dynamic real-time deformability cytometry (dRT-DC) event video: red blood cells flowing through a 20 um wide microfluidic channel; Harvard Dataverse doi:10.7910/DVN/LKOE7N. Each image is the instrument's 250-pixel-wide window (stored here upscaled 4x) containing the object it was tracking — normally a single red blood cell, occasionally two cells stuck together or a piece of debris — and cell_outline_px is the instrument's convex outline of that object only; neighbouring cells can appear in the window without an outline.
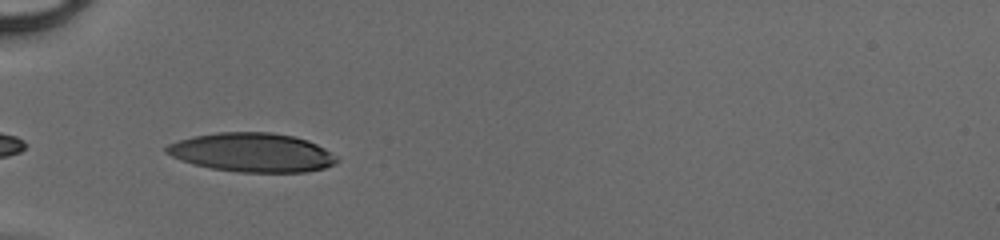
{"species": "human", "species_latin": "Homo sapiens", "temperature_condition": "cold", "stored_images_in_passage": 32, "camera_frame_rate_fps": 3000, "um_per_image_px": 0.085, "donor": {"sex": "male"}, "frame": {"image": 1, "passage_image": 1, "time_ms": 0.0, "image_size_px": [1000, 240], "cell_outline_px": [[340, 160], [336, 164], [324, 168], [308, 172], [236, 172], [212, 168], [192, 164], [180, 160], [164, 152], [164, 148], [168, 144], [180, 140], [196, 136], [216, 132], [268, 132], [292, 136], [308, 140], [340, 156]], "centroid_in_image_um": [21.47, 12.97], "position_along_channel_um": 63.5, "area_um2": 38.9}}
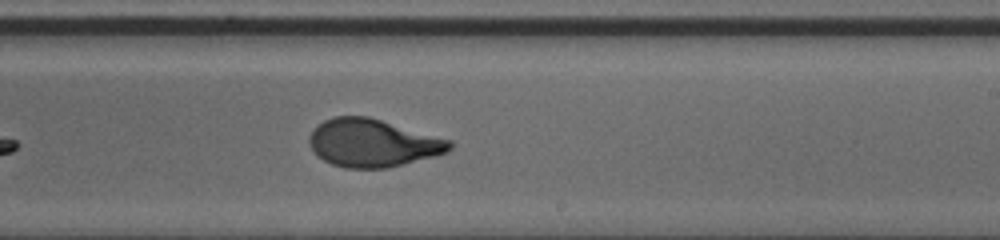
{"frame": {"image": 2, "passage_image": 15, "time_ms": 4.667, "image_size_px": [1000, 240], "cell_outline_px": [[452, 148], [448, 152], [404, 164], [388, 168], [344, 168], [332, 164], [316, 156], [308, 144], [308, 136], [324, 120], [332, 116], [368, 116], [452, 140]], "centroid_in_image_um": [31.67, 12.16], "position_along_channel_um": 257.3, "area_um2": 39.25}}
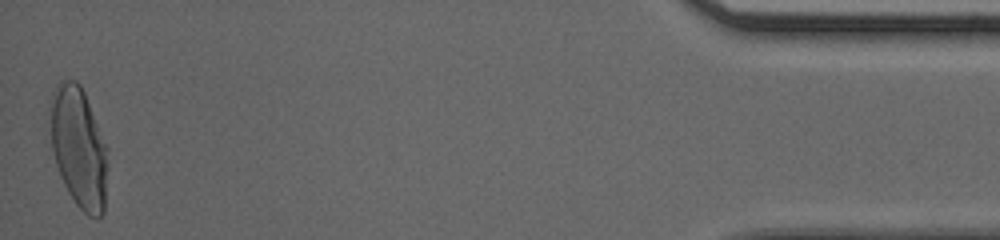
{"frame": {"image": 3, "passage_image": 32, "time_ms": 10.333, "image_size_px": [1000, 240], "cell_outline_px": [[108, 148], [104, 212], [96, 220], [88, 216], [76, 204], [68, 192], [60, 176], [56, 164], [52, 148], [48, 104], [52, 92], [60, 80], [76, 80], [80, 84], [84, 92]], "centroid_in_image_um": [6.68, 12.52], "position_along_channel_um": 428.5, "area_um2": 40.86}}